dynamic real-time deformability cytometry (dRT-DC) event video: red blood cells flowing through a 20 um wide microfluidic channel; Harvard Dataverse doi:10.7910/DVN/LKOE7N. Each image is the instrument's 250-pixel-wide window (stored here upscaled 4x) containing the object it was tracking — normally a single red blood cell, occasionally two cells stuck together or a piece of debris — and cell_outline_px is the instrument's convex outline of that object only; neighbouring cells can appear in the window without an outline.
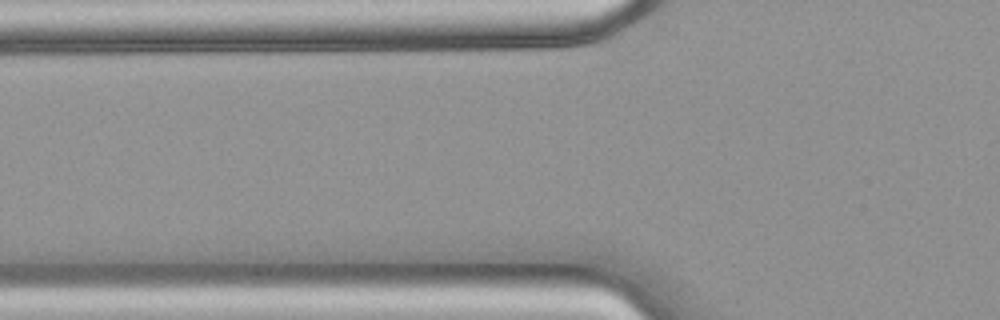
{"species": "common noctule bat (a hibernating species)", "species_latin": "Nyctalus noctula", "temperature_condition": "warm", "stored_images_in_passage": 3, "camera_frame_rate_fps": 3000, "um_per_image_px": 0.085, "animal": {"sex": "female", "body_mass_g": 18.4}, "frame": {"image": 1, "passage_image": 2, "time_ms": 0.333, "image_size_px": [1000, 320], "cell_outline_px": [[584, 268], [564, 284], [488, 288], [448, 288], [360, 284], [376, 268]], "centroid_in_image_um": [39.96, 23.56], "position_along_channel_um": 85.8, "area_um2": 27.34}}